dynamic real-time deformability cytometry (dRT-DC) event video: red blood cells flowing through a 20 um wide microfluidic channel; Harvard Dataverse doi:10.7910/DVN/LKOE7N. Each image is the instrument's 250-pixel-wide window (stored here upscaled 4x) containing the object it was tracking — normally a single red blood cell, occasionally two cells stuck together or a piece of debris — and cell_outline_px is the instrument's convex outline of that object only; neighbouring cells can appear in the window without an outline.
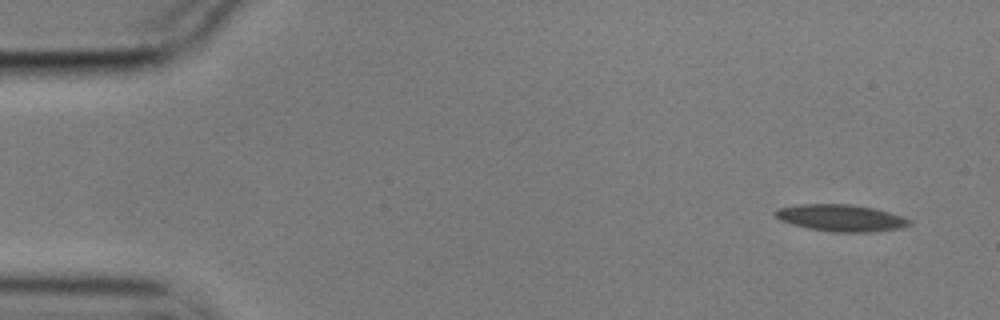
{"species": "common noctule bat (a hibernating species)", "species_latin": "Nyctalus noctula", "temperature_condition": "cold", "stored_images_in_passage": 54, "camera_frame_rate_fps": 3000, "um_per_image_px": 0.085, "animal": {"sex": "male", "body_mass_g": 17.9}, "frame": {"image": 1, "passage_image": 1, "time_ms": 0.0, "image_size_px": [1000, 320], "cell_outline_px": [[912, 224], [900, 228], [872, 232], [832, 232], [808, 228], [792, 224], [780, 220], [772, 212], [776, 208], [800, 204], [852, 204], [876, 208], [904, 216], [912, 220]], "centroid_in_image_um": [71.5, 18.51], "position_along_channel_um": 13.5, "area_um2": 21.27}}
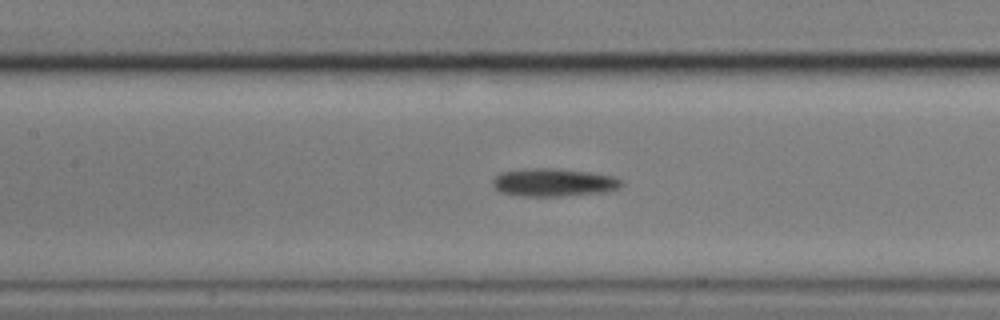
{"frame": {"image": 2, "passage_image": 23, "time_ms": 7.333, "image_size_px": [1000, 320], "cell_outline_px": [[624, 184], [620, 188], [604, 192], [560, 196], [520, 196], [500, 192], [492, 184], [492, 180], [500, 172], [528, 168], [556, 168], [588, 172], [612, 176], [620, 180]], "centroid_in_image_um": [47.03, 15.5], "position_along_channel_um": 160.4, "area_um2": 20.98}}
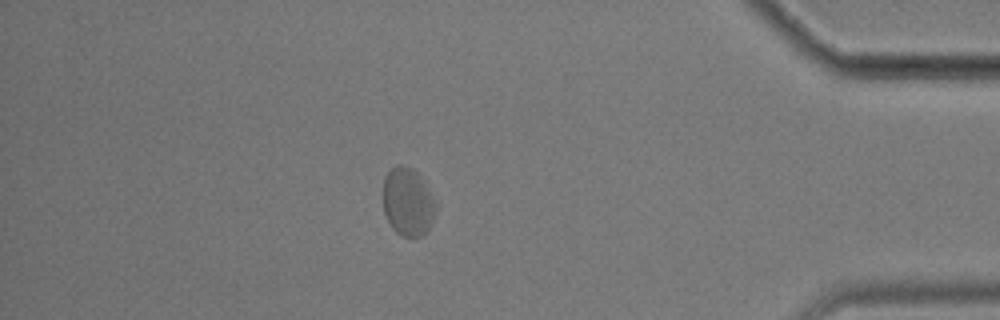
{"frame": {"image": 3, "passage_image": 47, "time_ms": 15.333, "image_size_px": [1000, 320], "cell_outline_px": [[436, 212], [424, 236], [400, 236], [392, 228], [384, 212], [384, 176], [396, 164], [400, 164], [412, 168], [420, 176], [436, 208]], "centroid_in_image_um": [34.63, 17.17], "position_along_channel_um": 400.6, "area_um2": 20.46}, "authors_computed_cell_mechanics": {"area_um2": 21.0103, "velocity_mm_per_s": 3.4817, "shape_relaxation_time_tau1_ms": null, "shape_relaxation_time_tau2_ms": 3.0797, "deformation_change_tau1": null, "deformation_change_tau2": 0.077}}